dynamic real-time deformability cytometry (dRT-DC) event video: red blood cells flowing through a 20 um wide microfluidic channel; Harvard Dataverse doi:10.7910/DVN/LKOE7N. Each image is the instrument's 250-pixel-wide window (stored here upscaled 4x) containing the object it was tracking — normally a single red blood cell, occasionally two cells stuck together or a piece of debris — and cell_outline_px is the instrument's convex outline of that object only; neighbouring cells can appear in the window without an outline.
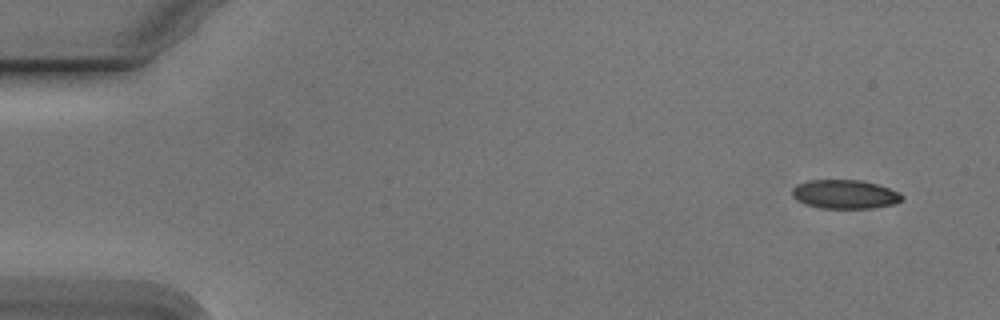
{"species": "Egyptian fruit bat (a non-hibernating species)", "species_latin": "Rousettus aegyptiacus", "temperature_condition": "cold", "stored_images_in_passage": 52, "camera_frame_rate_fps": 3000, "um_per_image_px": 0.085, "animal": {"sex": "male"}, "frame": {"image": 1, "passage_image": 1, "time_ms": 0.0, "image_size_px": [1000, 320], "cell_outline_px": [[900, 200], [888, 204], [860, 208], [836, 208], [812, 204], [800, 200], [792, 192], [796, 188], [804, 184], [816, 180], [852, 180], [872, 184], [896, 192], [900, 196]], "centroid_in_image_um": [71.82, 16.5], "position_along_channel_um": 13.2, "area_um2": 16.47}}
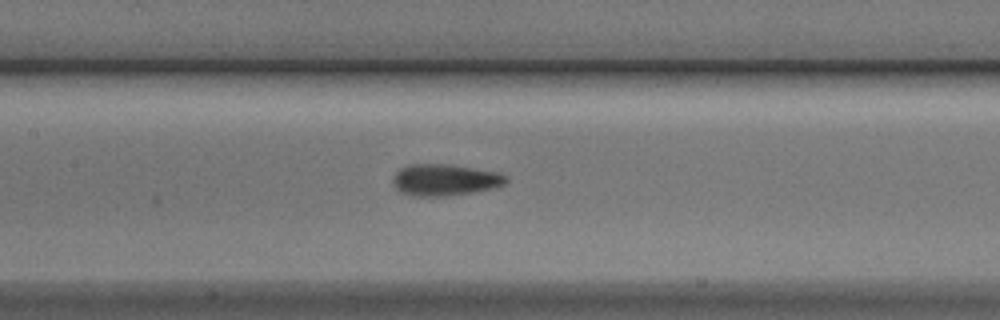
{"frame": {"image": 2, "passage_image": 23, "time_ms": 7.333, "image_size_px": [1000, 320], "cell_outline_px": [[504, 180], [496, 184], [480, 188], [452, 192], [420, 192], [404, 188], [396, 180], [396, 176], [400, 172], [408, 168], [452, 168], [480, 172], [500, 176]], "centroid_in_image_um": [37.8, 15.28], "position_along_channel_um": 169.6, "area_um2": 14.51}}
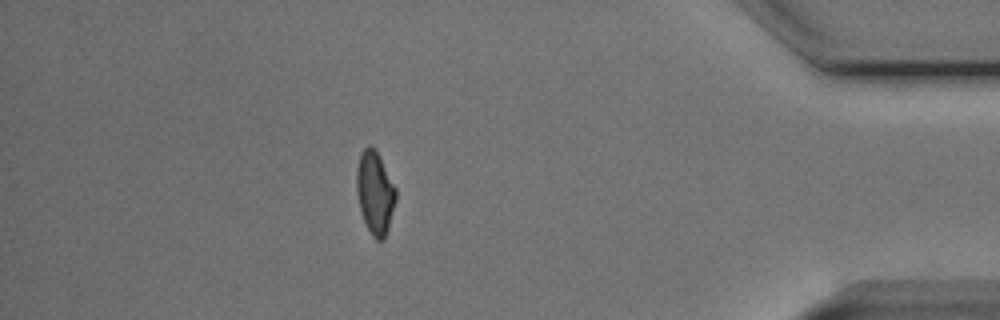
{"frame": {"image": 3, "passage_image": 45, "time_ms": 14.667, "image_size_px": [1000, 320], "cell_outline_px": [[396, 196], [388, 224], [384, 236], [380, 240], [368, 228], [364, 220], [360, 204], [360, 156], [364, 148], [372, 148], [376, 152], [396, 192]], "centroid_in_image_um": [31.92, 16.41], "position_along_channel_um": 403.3, "area_um2": 16.42}, "authors_computed_cell_mechanics": {"area_um2": 15.8372, "velocity_mm_per_s": 3.7895, "shape_relaxation_time_tau1_ms": null, "shape_relaxation_time_tau2_ms": 2.9747, "deformation_change_tau1": null, "deformation_change_tau2": 0.0908}}